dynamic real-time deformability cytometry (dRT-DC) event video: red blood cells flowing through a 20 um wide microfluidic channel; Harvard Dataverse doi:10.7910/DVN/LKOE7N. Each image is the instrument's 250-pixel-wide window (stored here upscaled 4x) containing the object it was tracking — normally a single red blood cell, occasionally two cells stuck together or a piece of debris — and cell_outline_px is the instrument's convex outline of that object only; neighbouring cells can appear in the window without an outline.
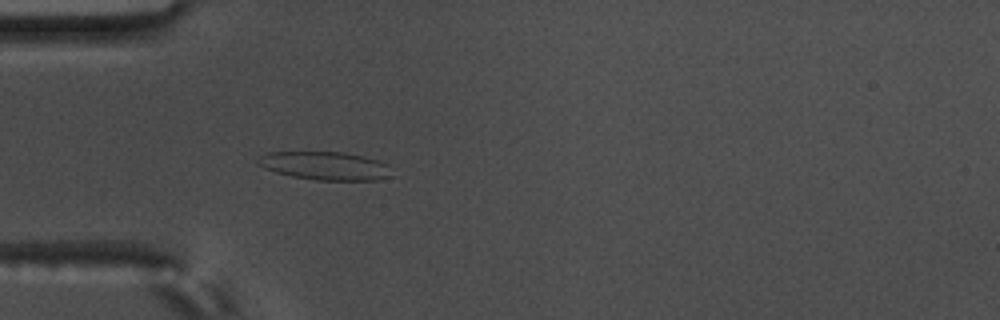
{"species": "common noctule bat (a hibernating species)", "species_latin": "Nyctalus noctula", "temperature_condition": "warm", "stored_images_in_passage": 56, "camera_frame_rate_fps": 3000, "um_per_image_px": 0.085, "animal": {"sex": "male", "body_mass_g": 17.5, "forearm_length_mm": 52.3}, "frame": {"image": 1, "passage_image": 17, "time_ms": 5.333, "image_size_px": [1000, 320], "cell_outline_px": [[392, 176], [376, 180], [316, 180], [292, 176], [276, 172], [264, 168], [256, 164], [260, 156], [268, 152], [344, 152], [364, 156], [388, 164]], "centroid_in_image_um": [27.64, 14.09], "position_along_channel_um": 57.4, "area_um2": 22.02}}
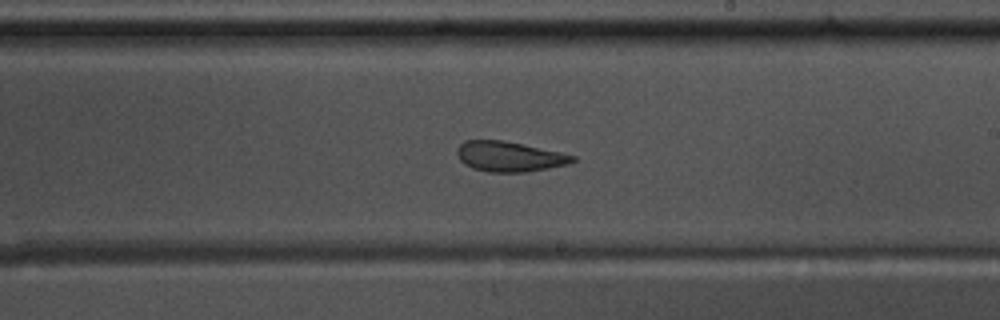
{"frame": {"image": 2, "passage_image": 33, "time_ms": 10.667, "image_size_px": [1000, 320], "cell_outline_px": [[576, 160], [568, 164], [524, 172], [488, 172], [472, 168], [464, 164], [460, 160], [456, 152], [456, 148], [464, 140], [504, 140], [560, 152], [576, 156]], "centroid_in_image_um": [43.25, 13.3], "position_along_channel_um": 245.7, "area_um2": 20.29}}
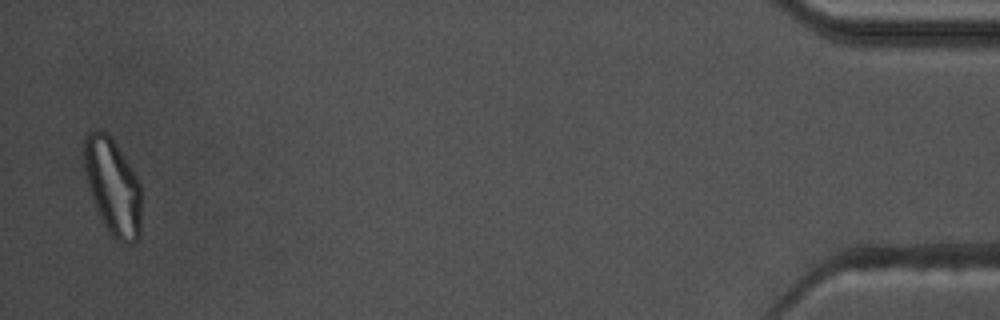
{"frame": {"image": 3, "passage_image": 55, "time_ms": 18.0, "image_size_px": [1000, 320], "cell_outline_px": [[140, 236], [132, 244], [124, 244], [116, 240], [108, 232], [100, 216], [92, 196], [88, 184], [84, 168], [84, 140], [88, 132], [96, 128], [104, 132], [116, 144], [132, 168], [140, 184]], "centroid_in_image_um": [9.59, 15.88], "position_along_channel_um": 425.6, "area_um2": 31.91}, "authors_computed_cell_mechanics": {"area_um2": 23.8714, "velocity_mm_per_s": 3.6378, "shape_relaxation_time_tau1_ms": 4.5309, "shape_relaxation_time_tau2_ms": 1.3631, "deformation_change_tau1": 0.1473, "deformation_change_tau2": 0.0979}}